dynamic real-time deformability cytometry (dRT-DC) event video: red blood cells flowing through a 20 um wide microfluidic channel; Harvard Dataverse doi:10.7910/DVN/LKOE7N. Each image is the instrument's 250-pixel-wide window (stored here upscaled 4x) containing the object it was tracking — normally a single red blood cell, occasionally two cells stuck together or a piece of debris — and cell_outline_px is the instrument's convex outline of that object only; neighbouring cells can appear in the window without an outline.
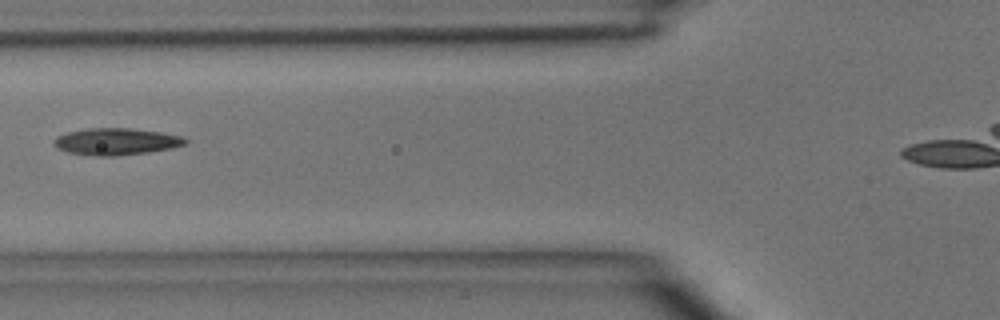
{"species": "common noctule bat (a hibernating species)", "species_latin": "Nyctalus noctula", "temperature_condition": "room temperature", "stored_images_in_passage": 4, "camera_frame_rate_fps": 3000, "um_per_image_px": 0.085, "animal": {"sex": "male", "body_mass_g": 15.6}, "frame": {"image": 1, "passage_image": 3, "time_ms": 2.333, "image_size_px": [1000, 320], "cell_outline_px": [[188, 140], [184, 144], [172, 148], [148, 152], [116, 156], [96, 156], [68, 152], [56, 148], [52, 144], [52, 140], [56, 136], [68, 132], [88, 128], [132, 128], [160, 132], [180, 136]], "centroid_in_image_um": [9.82, 12.03], "position_along_channel_um": 116.0, "area_um2": 20.58}}